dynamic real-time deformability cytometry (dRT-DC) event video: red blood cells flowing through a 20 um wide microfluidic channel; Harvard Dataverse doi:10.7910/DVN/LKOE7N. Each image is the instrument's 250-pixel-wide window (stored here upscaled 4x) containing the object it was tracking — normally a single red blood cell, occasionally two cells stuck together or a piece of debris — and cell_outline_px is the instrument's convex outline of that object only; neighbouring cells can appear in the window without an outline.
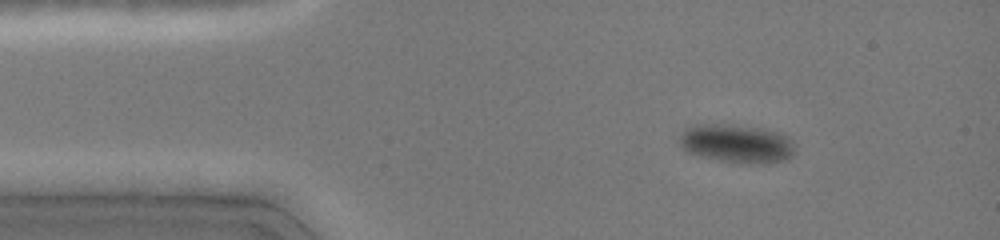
{"species": "common noctule bat (a hibernating species)", "species_latin": "Nyctalus noctula", "temperature_condition": "cold", "stored_images_in_passage": 18, "camera_frame_rate_fps": 3000, "um_per_image_px": 0.085, "animal": {"sex": "female", "body_mass_g": 19.0, "forearm_length_mm": 51.5}, "frame": {"image": 1, "passage_image": 4, "time_ms": 1.333, "image_size_px": [1000, 240], "cell_outline_px": [[792, 156], [788, 160], [748, 164], [720, 160], [700, 156], [688, 152], [676, 140], [688, 128], [696, 124], [732, 124], [760, 128], [780, 132], [788, 136], [792, 144]], "centroid_in_image_um": [62.6, 12.19], "position_along_channel_um": 22.4, "area_um2": 25.78}}
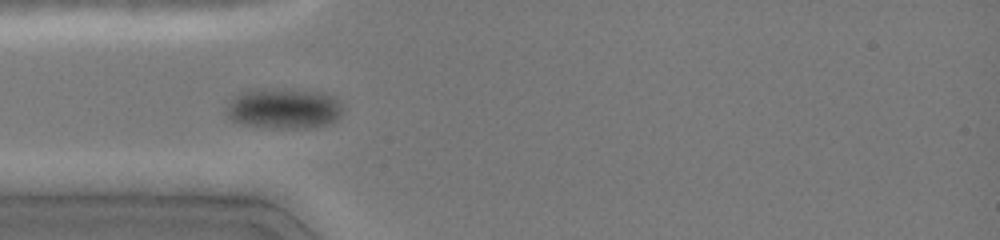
{"frame": {"image": 2, "passage_image": 10, "time_ms": 4.0, "image_size_px": [1000, 240], "cell_outline_px": [[340, 116], [336, 120], [316, 128], [276, 128], [244, 124], [232, 120], [224, 112], [224, 108], [232, 96], [240, 92], [252, 88], [276, 88], [324, 92], [332, 96], [340, 104]], "centroid_in_image_um": [24.05, 9.2], "position_along_channel_um": 61.0, "area_um2": 27.92}}
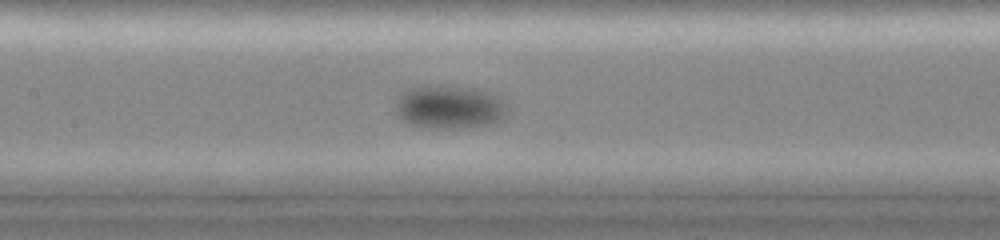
{"frame": {"image": 3, "passage_image": 17, "time_ms": 7.0, "image_size_px": [1000, 240], "cell_outline_px": [[508, 108], [504, 116], [500, 120], [488, 124], [444, 128], [432, 128], [408, 124], [400, 120], [396, 116], [396, 96], [400, 92], [412, 88], [484, 88], [500, 96], [504, 100]], "centroid_in_image_um": [38.2, 9.11], "position_along_channel_um": 169.2, "area_um2": 27.92}}